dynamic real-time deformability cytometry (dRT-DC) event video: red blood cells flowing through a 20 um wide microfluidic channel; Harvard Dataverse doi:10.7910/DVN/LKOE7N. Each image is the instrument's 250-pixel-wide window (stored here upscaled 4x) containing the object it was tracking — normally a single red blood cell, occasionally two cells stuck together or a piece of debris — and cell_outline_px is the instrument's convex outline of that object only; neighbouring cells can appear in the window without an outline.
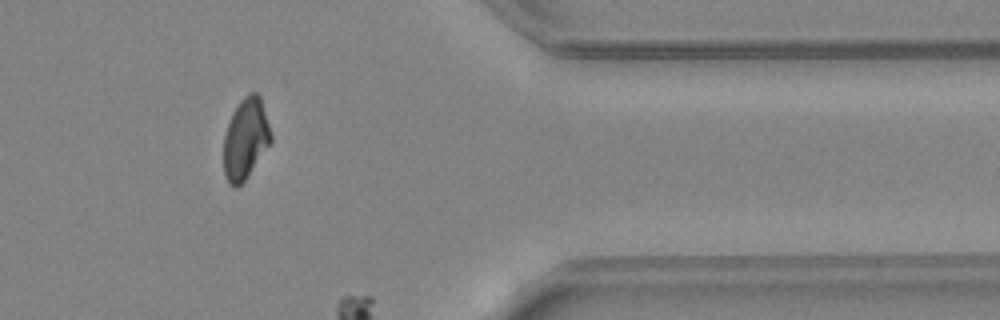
{"species": "common noctule bat (a hibernating species)", "species_latin": "Nyctalus noctula", "temperature_condition": "warm", "stored_images_in_passage": 41, "camera_frame_rate_fps": 3000, "um_per_image_px": 0.085, "animal": {"sex": "female", "body_mass_g": 24.6, "forearm_length_mm": 56.2}, "frame": {"image": 1, "passage_image": 33, "time_ms": 10.667, "image_size_px": [1000, 320], "cell_outline_px": [[272, 140], [244, 180], [236, 188], [232, 188], [228, 184], [224, 176], [224, 136], [232, 112], [240, 100], [248, 92], [256, 92], [260, 96], [272, 136]], "centroid_in_image_um": [20.85, 11.79], "position_along_channel_um": 390.6, "area_um2": 22.08}}
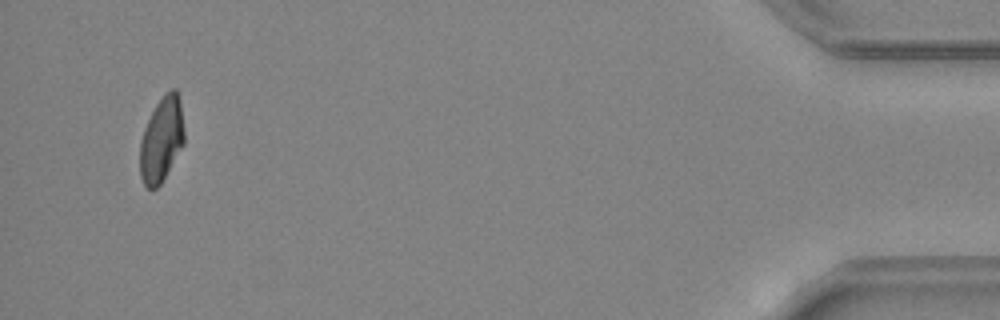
{"frame": {"image": 2, "passage_image": 39, "time_ms": 12.667, "image_size_px": [1000, 320], "cell_outline_px": [[184, 144], [160, 184], [156, 188], [148, 188], [144, 184], [140, 176], [140, 140], [144, 128], [156, 104], [172, 88], [176, 88], [180, 100], [184, 132]], "centroid_in_image_um": [13.73, 11.87], "position_along_channel_um": 421.5, "area_um2": 21.62}}